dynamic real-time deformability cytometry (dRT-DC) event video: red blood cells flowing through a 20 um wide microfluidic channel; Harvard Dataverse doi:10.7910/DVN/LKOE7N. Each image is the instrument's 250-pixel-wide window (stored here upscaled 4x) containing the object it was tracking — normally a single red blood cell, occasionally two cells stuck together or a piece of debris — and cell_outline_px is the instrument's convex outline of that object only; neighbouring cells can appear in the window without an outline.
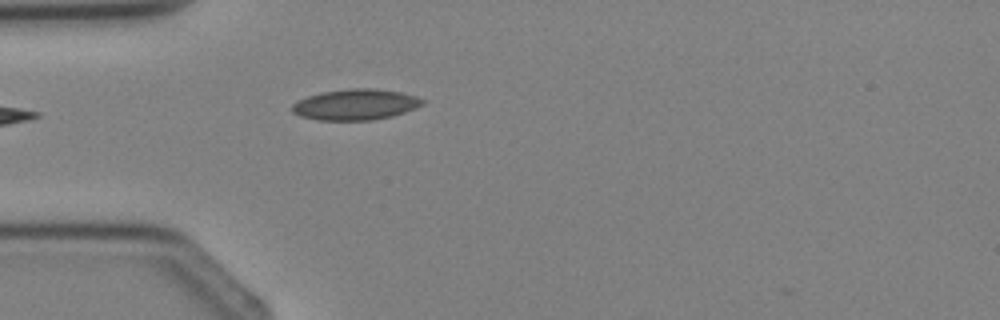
{"species": "Egyptian fruit bat (a non-hibernating species)", "species_latin": "Rousettus aegyptiacus", "temperature_condition": "cold", "stored_images_in_passage": 3, "camera_frame_rate_fps": 3000, "um_per_image_px": 0.085, "animal": {"sex": "female"}, "frame": {"image": 1, "passage_image": 3, "time_ms": 2.333, "image_size_px": [1000, 320], "cell_outline_px": [[424, 104], [416, 108], [392, 116], [372, 120], [316, 120], [300, 116], [292, 112], [292, 104], [308, 96], [320, 92], [348, 88], [376, 88], [400, 92], [416, 96], [424, 100]], "centroid_in_image_um": [30.22, 8.88], "position_along_channel_um": 54.8, "area_um2": 23.52}}